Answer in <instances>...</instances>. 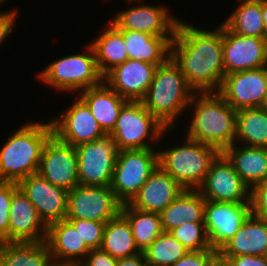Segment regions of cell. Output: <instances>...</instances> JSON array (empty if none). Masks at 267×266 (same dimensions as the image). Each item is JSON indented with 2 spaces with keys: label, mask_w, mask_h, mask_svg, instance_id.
Segmentation results:
<instances>
[{
  "label": "cell",
  "mask_w": 267,
  "mask_h": 266,
  "mask_svg": "<svg viewBox=\"0 0 267 266\" xmlns=\"http://www.w3.org/2000/svg\"><path fill=\"white\" fill-rule=\"evenodd\" d=\"M171 57L195 92H218L225 76L223 23L209 30L180 19L171 42Z\"/></svg>",
  "instance_id": "1"
},
{
  "label": "cell",
  "mask_w": 267,
  "mask_h": 266,
  "mask_svg": "<svg viewBox=\"0 0 267 266\" xmlns=\"http://www.w3.org/2000/svg\"><path fill=\"white\" fill-rule=\"evenodd\" d=\"M186 137L223 152L234 144L237 111L218 92H195L187 108Z\"/></svg>",
  "instance_id": "2"
},
{
  "label": "cell",
  "mask_w": 267,
  "mask_h": 266,
  "mask_svg": "<svg viewBox=\"0 0 267 266\" xmlns=\"http://www.w3.org/2000/svg\"><path fill=\"white\" fill-rule=\"evenodd\" d=\"M52 134L50 119L32 120L13 130L0 149V182L18 183L38 173L43 146Z\"/></svg>",
  "instance_id": "3"
},
{
  "label": "cell",
  "mask_w": 267,
  "mask_h": 266,
  "mask_svg": "<svg viewBox=\"0 0 267 266\" xmlns=\"http://www.w3.org/2000/svg\"><path fill=\"white\" fill-rule=\"evenodd\" d=\"M195 91L189 86L179 65L170 57L156 68L146 95L145 108L167 129H176Z\"/></svg>",
  "instance_id": "4"
},
{
  "label": "cell",
  "mask_w": 267,
  "mask_h": 266,
  "mask_svg": "<svg viewBox=\"0 0 267 266\" xmlns=\"http://www.w3.org/2000/svg\"><path fill=\"white\" fill-rule=\"evenodd\" d=\"M167 148H158L159 166L184 189L197 190L204 182L210 164L220 153L215 147L181 137ZM185 139V140H184ZM181 142V143H180ZM172 145V146H171Z\"/></svg>",
  "instance_id": "5"
},
{
  "label": "cell",
  "mask_w": 267,
  "mask_h": 266,
  "mask_svg": "<svg viewBox=\"0 0 267 266\" xmlns=\"http://www.w3.org/2000/svg\"><path fill=\"white\" fill-rule=\"evenodd\" d=\"M81 52L56 58L41 71L35 73L40 84L57 91L77 95L79 92L100 85L103 76L99 73L95 53L88 43Z\"/></svg>",
  "instance_id": "6"
},
{
  "label": "cell",
  "mask_w": 267,
  "mask_h": 266,
  "mask_svg": "<svg viewBox=\"0 0 267 266\" xmlns=\"http://www.w3.org/2000/svg\"><path fill=\"white\" fill-rule=\"evenodd\" d=\"M175 130L162 125L141 101H128L109 135L114 138L119 151L150 149L160 148L158 145L165 143L166 134L174 135Z\"/></svg>",
  "instance_id": "7"
},
{
  "label": "cell",
  "mask_w": 267,
  "mask_h": 266,
  "mask_svg": "<svg viewBox=\"0 0 267 266\" xmlns=\"http://www.w3.org/2000/svg\"><path fill=\"white\" fill-rule=\"evenodd\" d=\"M158 166V148L119 151L110 188L122 204L129 203Z\"/></svg>",
  "instance_id": "8"
},
{
  "label": "cell",
  "mask_w": 267,
  "mask_h": 266,
  "mask_svg": "<svg viewBox=\"0 0 267 266\" xmlns=\"http://www.w3.org/2000/svg\"><path fill=\"white\" fill-rule=\"evenodd\" d=\"M130 6L118 10L108 21L117 30L139 31L153 36H174L180 20L165 4H144V0H127ZM135 2V3H134Z\"/></svg>",
  "instance_id": "9"
},
{
  "label": "cell",
  "mask_w": 267,
  "mask_h": 266,
  "mask_svg": "<svg viewBox=\"0 0 267 266\" xmlns=\"http://www.w3.org/2000/svg\"><path fill=\"white\" fill-rule=\"evenodd\" d=\"M78 157V182L86 186H110L119 149L106 134L75 147Z\"/></svg>",
  "instance_id": "10"
},
{
  "label": "cell",
  "mask_w": 267,
  "mask_h": 266,
  "mask_svg": "<svg viewBox=\"0 0 267 266\" xmlns=\"http://www.w3.org/2000/svg\"><path fill=\"white\" fill-rule=\"evenodd\" d=\"M121 207L110 186L77 185L67 194L66 219L106 223L121 213Z\"/></svg>",
  "instance_id": "11"
},
{
  "label": "cell",
  "mask_w": 267,
  "mask_h": 266,
  "mask_svg": "<svg viewBox=\"0 0 267 266\" xmlns=\"http://www.w3.org/2000/svg\"><path fill=\"white\" fill-rule=\"evenodd\" d=\"M71 102L57 116L50 121L53 134L62 142L76 147L86 142H92L106 135L87 104L77 95H73Z\"/></svg>",
  "instance_id": "12"
},
{
  "label": "cell",
  "mask_w": 267,
  "mask_h": 266,
  "mask_svg": "<svg viewBox=\"0 0 267 266\" xmlns=\"http://www.w3.org/2000/svg\"><path fill=\"white\" fill-rule=\"evenodd\" d=\"M251 214L250 202L205 200L204 224L210 247L219 252Z\"/></svg>",
  "instance_id": "13"
},
{
  "label": "cell",
  "mask_w": 267,
  "mask_h": 266,
  "mask_svg": "<svg viewBox=\"0 0 267 266\" xmlns=\"http://www.w3.org/2000/svg\"><path fill=\"white\" fill-rule=\"evenodd\" d=\"M197 190L208 201L250 202V187L222 152L210 164L206 178Z\"/></svg>",
  "instance_id": "14"
},
{
  "label": "cell",
  "mask_w": 267,
  "mask_h": 266,
  "mask_svg": "<svg viewBox=\"0 0 267 266\" xmlns=\"http://www.w3.org/2000/svg\"><path fill=\"white\" fill-rule=\"evenodd\" d=\"M38 173L51 184L71 191L79 185L76 148L52 134L43 146Z\"/></svg>",
  "instance_id": "15"
},
{
  "label": "cell",
  "mask_w": 267,
  "mask_h": 266,
  "mask_svg": "<svg viewBox=\"0 0 267 266\" xmlns=\"http://www.w3.org/2000/svg\"><path fill=\"white\" fill-rule=\"evenodd\" d=\"M218 93L236 111L262 107L267 95V66L225 75Z\"/></svg>",
  "instance_id": "16"
},
{
  "label": "cell",
  "mask_w": 267,
  "mask_h": 266,
  "mask_svg": "<svg viewBox=\"0 0 267 266\" xmlns=\"http://www.w3.org/2000/svg\"><path fill=\"white\" fill-rule=\"evenodd\" d=\"M223 65L225 75L267 66V39L242 36L223 24Z\"/></svg>",
  "instance_id": "17"
},
{
  "label": "cell",
  "mask_w": 267,
  "mask_h": 266,
  "mask_svg": "<svg viewBox=\"0 0 267 266\" xmlns=\"http://www.w3.org/2000/svg\"><path fill=\"white\" fill-rule=\"evenodd\" d=\"M17 185L37 209L40 218L47 226L66 219L68 194L66 189L51 184L39 173L29 175Z\"/></svg>",
  "instance_id": "18"
},
{
  "label": "cell",
  "mask_w": 267,
  "mask_h": 266,
  "mask_svg": "<svg viewBox=\"0 0 267 266\" xmlns=\"http://www.w3.org/2000/svg\"><path fill=\"white\" fill-rule=\"evenodd\" d=\"M157 67L155 64L128 59L110 70L103 81L124 99L141 101L151 85Z\"/></svg>",
  "instance_id": "19"
},
{
  "label": "cell",
  "mask_w": 267,
  "mask_h": 266,
  "mask_svg": "<svg viewBox=\"0 0 267 266\" xmlns=\"http://www.w3.org/2000/svg\"><path fill=\"white\" fill-rule=\"evenodd\" d=\"M47 227L18 187L12 194L9 210V242H44Z\"/></svg>",
  "instance_id": "20"
},
{
  "label": "cell",
  "mask_w": 267,
  "mask_h": 266,
  "mask_svg": "<svg viewBox=\"0 0 267 266\" xmlns=\"http://www.w3.org/2000/svg\"><path fill=\"white\" fill-rule=\"evenodd\" d=\"M45 242L55 266H79L90 252L66 219L48 225Z\"/></svg>",
  "instance_id": "21"
},
{
  "label": "cell",
  "mask_w": 267,
  "mask_h": 266,
  "mask_svg": "<svg viewBox=\"0 0 267 266\" xmlns=\"http://www.w3.org/2000/svg\"><path fill=\"white\" fill-rule=\"evenodd\" d=\"M183 190L169 173L158 166L128 204L142 211L160 214Z\"/></svg>",
  "instance_id": "22"
},
{
  "label": "cell",
  "mask_w": 267,
  "mask_h": 266,
  "mask_svg": "<svg viewBox=\"0 0 267 266\" xmlns=\"http://www.w3.org/2000/svg\"><path fill=\"white\" fill-rule=\"evenodd\" d=\"M267 252V220L250 215L232 239L218 252L223 263L240 255L265 256Z\"/></svg>",
  "instance_id": "23"
},
{
  "label": "cell",
  "mask_w": 267,
  "mask_h": 266,
  "mask_svg": "<svg viewBox=\"0 0 267 266\" xmlns=\"http://www.w3.org/2000/svg\"><path fill=\"white\" fill-rule=\"evenodd\" d=\"M77 95L87 104L95 120L106 134L113 130L122 107L128 102L104 81Z\"/></svg>",
  "instance_id": "24"
},
{
  "label": "cell",
  "mask_w": 267,
  "mask_h": 266,
  "mask_svg": "<svg viewBox=\"0 0 267 266\" xmlns=\"http://www.w3.org/2000/svg\"><path fill=\"white\" fill-rule=\"evenodd\" d=\"M124 38L128 59L164 64L171 57L174 36H153L139 31L118 30Z\"/></svg>",
  "instance_id": "25"
},
{
  "label": "cell",
  "mask_w": 267,
  "mask_h": 266,
  "mask_svg": "<svg viewBox=\"0 0 267 266\" xmlns=\"http://www.w3.org/2000/svg\"><path fill=\"white\" fill-rule=\"evenodd\" d=\"M222 153L250 189L267 180V148L234 143Z\"/></svg>",
  "instance_id": "26"
},
{
  "label": "cell",
  "mask_w": 267,
  "mask_h": 266,
  "mask_svg": "<svg viewBox=\"0 0 267 266\" xmlns=\"http://www.w3.org/2000/svg\"><path fill=\"white\" fill-rule=\"evenodd\" d=\"M205 198L198 190L184 189L161 213L163 232L187 222H204Z\"/></svg>",
  "instance_id": "27"
},
{
  "label": "cell",
  "mask_w": 267,
  "mask_h": 266,
  "mask_svg": "<svg viewBox=\"0 0 267 266\" xmlns=\"http://www.w3.org/2000/svg\"><path fill=\"white\" fill-rule=\"evenodd\" d=\"M96 39L90 42L99 73L104 77L115 66L128 60L123 35L109 22L102 27Z\"/></svg>",
  "instance_id": "28"
},
{
  "label": "cell",
  "mask_w": 267,
  "mask_h": 266,
  "mask_svg": "<svg viewBox=\"0 0 267 266\" xmlns=\"http://www.w3.org/2000/svg\"><path fill=\"white\" fill-rule=\"evenodd\" d=\"M0 266H55L46 242L0 243Z\"/></svg>",
  "instance_id": "29"
},
{
  "label": "cell",
  "mask_w": 267,
  "mask_h": 266,
  "mask_svg": "<svg viewBox=\"0 0 267 266\" xmlns=\"http://www.w3.org/2000/svg\"><path fill=\"white\" fill-rule=\"evenodd\" d=\"M222 23L233 33L242 36L265 38L262 0H238Z\"/></svg>",
  "instance_id": "30"
},
{
  "label": "cell",
  "mask_w": 267,
  "mask_h": 266,
  "mask_svg": "<svg viewBox=\"0 0 267 266\" xmlns=\"http://www.w3.org/2000/svg\"><path fill=\"white\" fill-rule=\"evenodd\" d=\"M234 143L267 148V112L262 107L237 110Z\"/></svg>",
  "instance_id": "31"
},
{
  "label": "cell",
  "mask_w": 267,
  "mask_h": 266,
  "mask_svg": "<svg viewBox=\"0 0 267 266\" xmlns=\"http://www.w3.org/2000/svg\"><path fill=\"white\" fill-rule=\"evenodd\" d=\"M100 249L116 259L140 253L128 220L120 213L106 222Z\"/></svg>",
  "instance_id": "32"
},
{
  "label": "cell",
  "mask_w": 267,
  "mask_h": 266,
  "mask_svg": "<svg viewBox=\"0 0 267 266\" xmlns=\"http://www.w3.org/2000/svg\"><path fill=\"white\" fill-rule=\"evenodd\" d=\"M121 214L128 220L137 248L144 252L163 232L159 213L142 211L122 204Z\"/></svg>",
  "instance_id": "33"
},
{
  "label": "cell",
  "mask_w": 267,
  "mask_h": 266,
  "mask_svg": "<svg viewBox=\"0 0 267 266\" xmlns=\"http://www.w3.org/2000/svg\"><path fill=\"white\" fill-rule=\"evenodd\" d=\"M187 252L169 232H162L143 253L147 266H172Z\"/></svg>",
  "instance_id": "34"
},
{
  "label": "cell",
  "mask_w": 267,
  "mask_h": 266,
  "mask_svg": "<svg viewBox=\"0 0 267 266\" xmlns=\"http://www.w3.org/2000/svg\"><path fill=\"white\" fill-rule=\"evenodd\" d=\"M187 251L212 249L206 234L204 222H187L169 232Z\"/></svg>",
  "instance_id": "35"
},
{
  "label": "cell",
  "mask_w": 267,
  "mask_h": 266,
  "mask_svg": "<svg viewBox=\"0 0 267 266\" xmlns=\"http://www.w3.org/2000/svg\"><path fill=\"white\" fill-rule=\"evenodd\" d=\"M76 229L90 250L100 249L106 223L86 219H66Z\"/></svg>",
  "instance_id": "36"
},
{
  "label": "cell",
  "mask_w": 267,
  "mask_h": 266,
  "mask_svg": "<svg viewBox=\"0 0 267 266\" xmlns=\"http://www.w3.org/2000/svg\"><path fill=\"white\" fill-rule=\"evenodd\" d=\"M17 188V183L0 182V243L9 242V210Z\"/></svg>",
  "instance_id": "37"
},
{
  "label": "cell",
  "mask_w": 267,
  "mask_h": 266,
  "mask_svg": "<svg viewBox=\"0 0 267 266\" xmlns=\"http://www.w3.org/2000/svg\"><path fill=\"white\" fill-rule=\"evenodd\" d=\"M218 261V252L213 249H206L188 251L172 266H214Z\"/></svg>",
  "instance_id": "38"
},
{
  "label": "cell",
  "mask_w": 267,
  "mask_h": 266,
  "mask_svg": "<svg viewBox=\"0 0 267 266\" xmlns=\"http://www.w3.org/2000/svg\"><path fill=\"white\" fill-rule=\"evenodd\" d=\"M250 203L252 215L267 220V180L251 188Z\"/></svg>",
  "instance_id": "39"
},
{
  "label": "cell",
  "mask_w": 267,
  "mask_h": 266,
  "mask_svg": "<svg viewBox=\"0 0 267 266\" xmlns=\"http://www.w3.org/2000/svg\"><path fill=\"white\" fill-rule=\"evenodd\" d=\"M18 7L10 8L9 10L6 9L4 11H0V46L4 44L3 42L6 41V38H8L12 31H16L15 28L17 25L16 20L19 17L18 14Z\"/></svg>",
  "instance_id": "40"
},
{
  "label": "cell",
  "mask_w": 267,
  "mask_h": 266,
  "mask_svg": "<svg viewBox=\"0 0 267 266\" xmlns=\"http://www.w3.org/2000/svg\"><path fill=\"white\" fill-rule=\"evenodd\" d=\"M118 259L101 249L90 250L79 266H117Z\"/></svg>",
  "instance_id": "41"
},
{
  "label": "cell",
  "mask_w": 267,
  "mask_h": 266,
  "mask_svg": "<svg viewBox=\"0 0 267 266\" xmlns=\"http://www.w3.org/2000/svg\"><path fill=\"white\" fill-rule=\"evenodd\" d=\"M223 266H267L265 256L256 255H240L228 257L223 263Z\"/></svg>",
  "instance_id": "42"
},
{
  "label": "cell",
  "mask_w": 267,
  "mask_h": 266,
  "mask_svg": "<svg viewBox=\"0 0 267 266\" xmlns=\"http://www.w3.org/2000/svg\"><path fill=\"white\" fill-rule=\"evenodd\" d=\"M117 266H147L143 252L136 255L120 258L117 261Z\"/></svg>",
  "instance_id": "43"
},
{
  "label": "cell",
  "mask_w": 267,
  "mask_h": 266,
  "mask_svg": "<svg viewBox=\"0 0 267 266\" xmlns=\"http://www.w3.org/2000/svg\"><path fill=\"white\" fill-rule=\"evenodd\" d=\"M262 15H263L265 39H267V0H262Z\"/></svg>",
  "instance_id": "44"
},
{
  "label": "cell",
  "mask_w": 267,
  "mask_h": 266,
  "mask_svg": "<svg viewBox=\"0 0 267 266\" xmlns=\"http://www.w3.org/2000/svg\"><path fill=\"white\" fill-rule=\"evenodd\" d=\"M262 108L267 112V95H266V98H265V101H264Z\"/></svg>",
  "instance_id": "45"
},
{
  "label": "cell",
  "mask_w": 267,
  "mask_h": 266,
  "mask_svg": "<svg viewBox=\"0 0 267 266\" xmlns=\"http://www.w3.org/2000/svg\"><path fill=\"white\" fill-rule=\"evenodd\" d=\"M7 1H8V0H0V9L3 7V5H2L3 3H8ZM1 6H2V7H1Z\"/></svg>",
  "instance_id": "46"
},
{
  "label": "cell",
  "mask_w": 267,
  "mask_h": 266,
  "mask_svg": "<svg viewBox=\"0 0 267 266\" xmlns=\"http://www.w3.org/2000/svg\"><path fill=\"white\" fill-rule=\"evenodd\" d=\"M214 266H223L220 261H218Z\"/></svg>",
  "instance_id": "47"
}]
</instances>
